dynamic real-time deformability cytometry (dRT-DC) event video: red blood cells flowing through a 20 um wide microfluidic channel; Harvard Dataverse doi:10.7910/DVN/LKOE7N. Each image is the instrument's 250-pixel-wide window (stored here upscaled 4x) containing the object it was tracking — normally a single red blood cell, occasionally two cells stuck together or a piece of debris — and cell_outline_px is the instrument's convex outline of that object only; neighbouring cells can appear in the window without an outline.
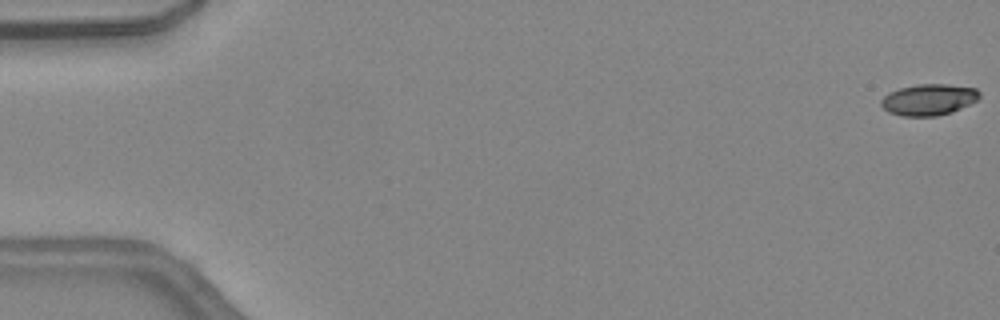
{"species": "common noctule bat (a hibernating species)", "species_latin": "Nyctalus noctula", "temperature_condition": "warm", "stored_images_in_passage": 10, "camera_frame_rate_fps": 3000, "um_per_image_px": 0.085, "animal": {"sex": "female", "body_mass_g": 24.6, "forearm_length_mm": 56.2}, "frame": {"image": 1, "passage_image": 1, "time_ms": 0.0, "image_size_px": [1000, 320], "cell_outline_px": [[980, 96], [976, 100], [952, 112], [936, 116], [904, 116], [888, 112], [880, 104], [880, 100], [888, 92], [900, 88], [916, 84], [948, 84], [976, 88], [980, 92]], "centroid_in_image_um": [78.92, 8.46], "position_along_channel_um": 6.1, "area_um2": 17.92}}